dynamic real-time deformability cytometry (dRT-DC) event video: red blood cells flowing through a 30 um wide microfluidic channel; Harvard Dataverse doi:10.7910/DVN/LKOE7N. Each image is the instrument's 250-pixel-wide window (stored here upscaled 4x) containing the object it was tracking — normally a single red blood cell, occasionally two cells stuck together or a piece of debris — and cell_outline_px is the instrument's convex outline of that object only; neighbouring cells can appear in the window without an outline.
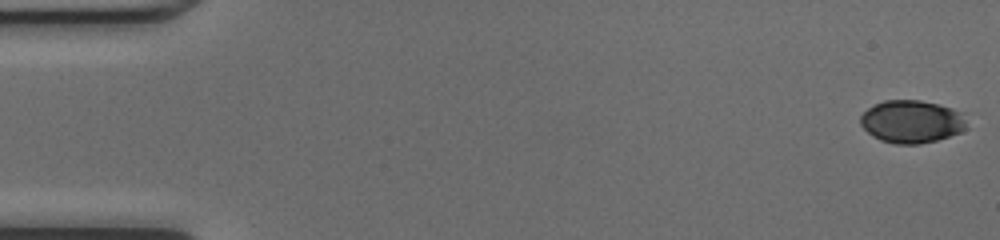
{"species": "common noctule bat (a hibernating species)", "species_latin": "Nyctalus noctula", "temperature_condition": "cold", "stored_images_in_passage": 48, "camera_frame_rate_fps": 3000, "um_per_image_px": 0.085, "animal": {"sex": "female", "body_mass_g": 17.0, "forearm_length_mm": 48.0}, "frame": {"image": 1, "passage_image": 1, "time_ms": 0.0, "image_size_px": [1000, 240], "cell_outline_px": [[968, 128], [960, 132], [936, 140], [916, 144], [896, 144], [880, 140], [872, 136], [860, 124], [860, 116], [868, 108], [884, 100], [920, 100], [952, 108], [964, 112]], "centroid_in_image_um": [77.51, 10.33], "position_along_channel_um": 7.5, "area_um2": 26.53}}
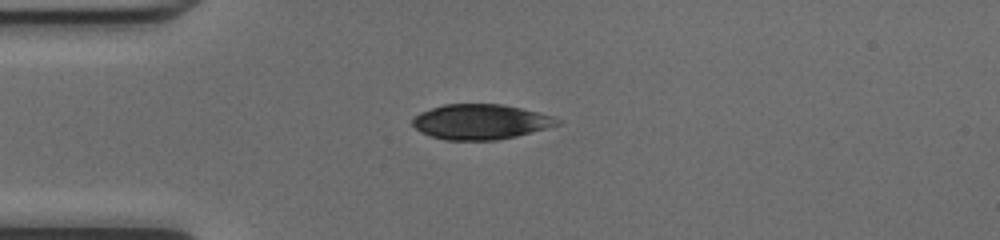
{"frame": {"image": 2, "passage_image": 13, "time_ms": 4.0, "image_size_px": [1000, 240], "cell_outline_px": [[560, 124], [548, 128], [516, 136], [496, 140], [444, 140], [420, 132], [412, 124], [412, 120], [420, 112], [444, 104], [500, 104], [520, 108], [552, 116], [560, 120]], "centroid_in_image_um": [40.84, 10.36], "position_along_channel_um": 44.2, "area_um2": 29.42}}